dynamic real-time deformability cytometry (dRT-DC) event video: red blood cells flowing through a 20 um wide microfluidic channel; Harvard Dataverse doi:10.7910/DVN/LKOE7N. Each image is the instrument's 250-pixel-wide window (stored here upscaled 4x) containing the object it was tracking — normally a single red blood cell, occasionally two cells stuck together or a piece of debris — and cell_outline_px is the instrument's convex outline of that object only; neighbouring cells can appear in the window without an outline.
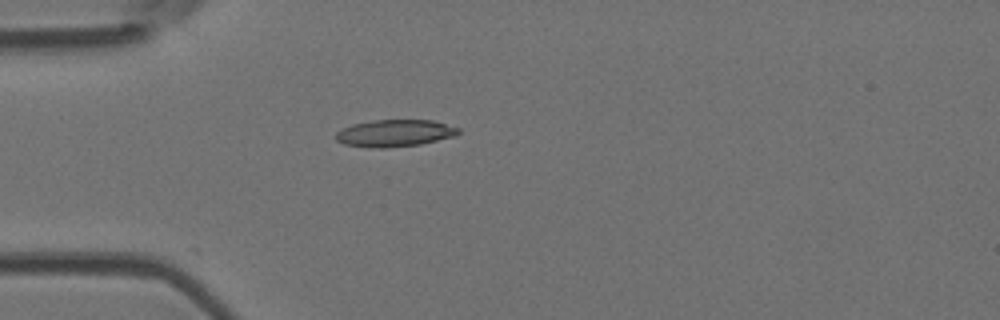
{"species": "Egyptian fruit bat (a non-hibernating species)", "species_latin": "Rousettus aegyptiacus", "temperature_condition": "room temperature", "stored_images_in_passage": 3, "camera_frame_rate_fps": 3000, "um_per_image_px": 0.085, "animal": {"sex": "female"}, "frame": {"image": 1, "passage_image": 3, "time_ms": 2.333, "image_size_px": [1000, 320], "cell_outline_px": [[460, 132], [456, 136], [420, 144], [384, 148], [376, 148], [344, 144], [336, 140], [336, 132], [352, 124], [376, 120], [432, 120], [460, 128]], "centroid_in_image_um": [33.58, 11.32], "position_along_channel_um": 51.4, "area_um2": 19.19}}